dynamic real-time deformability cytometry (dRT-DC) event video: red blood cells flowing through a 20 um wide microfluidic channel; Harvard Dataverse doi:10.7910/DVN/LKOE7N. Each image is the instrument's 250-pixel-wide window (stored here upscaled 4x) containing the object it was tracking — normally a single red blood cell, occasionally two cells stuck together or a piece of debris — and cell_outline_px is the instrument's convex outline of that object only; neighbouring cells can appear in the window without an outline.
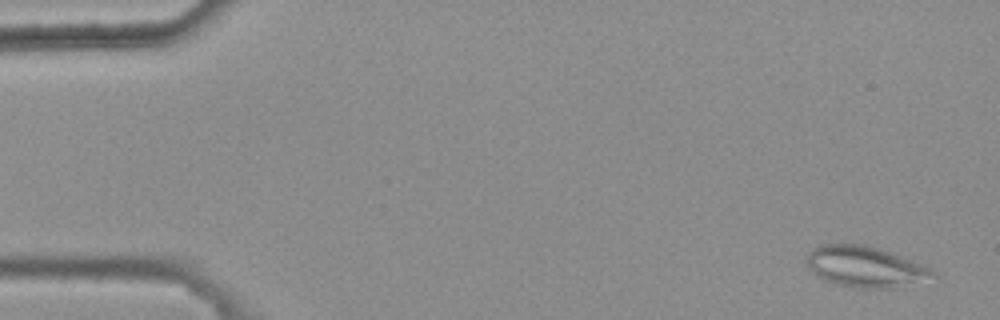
{"species": "common noctule bat (a hibernating species)", "species_latin": "Nyctalus noctula", "temperature_condition": "warm", "stored_images_in_passage": 4, "camera_frame_rate_fps": 3000, "um_per_image_px": 0.085, "animal": {"sex": "female", "body_mass_g": 25.1}, "frame": {"image": 1, "passage_image": 1, "time_ms": 0.0, "image_size_px": [1000, 320], "cell_outline_px": [[940, 280], [892, 288], [856, 288], [836, 284], [812, 272], [808, 268], [804, 260], [808, 252], [812, 248], [820, 244], [864, 244], [880, 248], [892, 252], [924, 264], [936, 272], [940, 276]], "centroid_in_image_um": [73.66, 22.68], "position_along_channel_um": 11.3, "area_um2": 31.04}}